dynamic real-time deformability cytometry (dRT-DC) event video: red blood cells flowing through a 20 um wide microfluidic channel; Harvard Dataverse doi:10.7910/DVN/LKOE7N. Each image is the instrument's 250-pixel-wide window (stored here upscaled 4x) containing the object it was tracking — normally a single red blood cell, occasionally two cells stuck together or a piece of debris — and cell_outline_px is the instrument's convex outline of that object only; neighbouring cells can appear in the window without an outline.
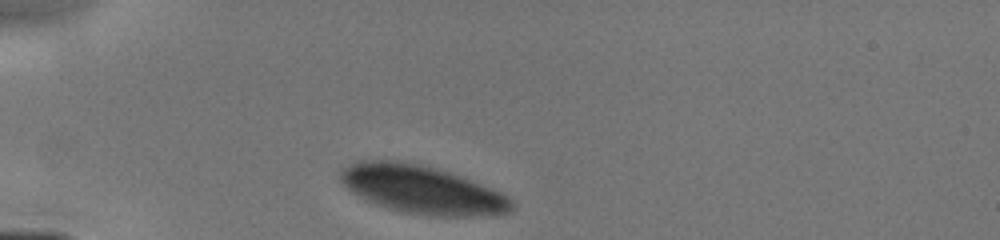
{"species": "human", "species_latin": "Homo sapiens", "temperature_condition": "cold", "stored_images_in_passage": 3, "camera_frame_rate_fps": 3000, "um_per_image_px": 0.085, "donor": {"sex": "male"}, "frame": {"image": 1, "passage_image": 1, "time_ms": 0.0, "image_size_px": [1000, 240], "cell_outline_px": [[512, 208], [508, 212], [488, 216], [428, 216], [388, 208], [376, 204], [352, 192], [340, 180], [340, 172], [344, 168], [356, 160], [396, 160], [420, 164], [436, 168], [472, 180], [500, 192], [508, 196], [512, 200]], "centroid_in_image_um": [35.88, 16.11], "position_along_channel_um": 49.1, "area_um2": 47.74}}
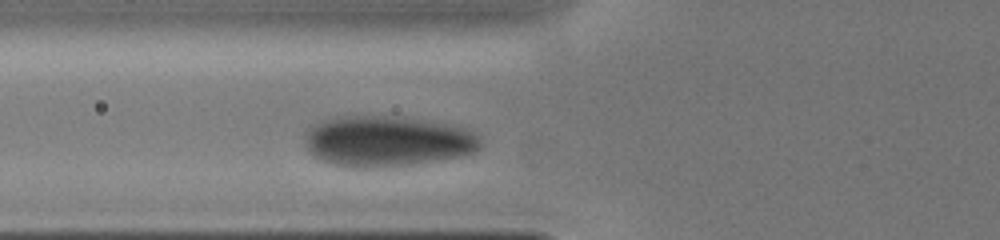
{"frame": {"image": 2, "passage_image": 3, "time_ms": 1.667, "image_size_px": [1000, 240], "cell_outline_px": [[480, 148], [476, 152], [464, 156], [412, 164], [332, 164], [316, 156], [308, 148], [304, 132], [308, 128], [320, 120], [340, 116], [388, 116], [420, 120], [444, 124], [464, 128], [480, 136]], "centroid_in_image_um": [32.95, 11.95], "position_along_channel_um": 92.9, "area_um2": 50.23}}